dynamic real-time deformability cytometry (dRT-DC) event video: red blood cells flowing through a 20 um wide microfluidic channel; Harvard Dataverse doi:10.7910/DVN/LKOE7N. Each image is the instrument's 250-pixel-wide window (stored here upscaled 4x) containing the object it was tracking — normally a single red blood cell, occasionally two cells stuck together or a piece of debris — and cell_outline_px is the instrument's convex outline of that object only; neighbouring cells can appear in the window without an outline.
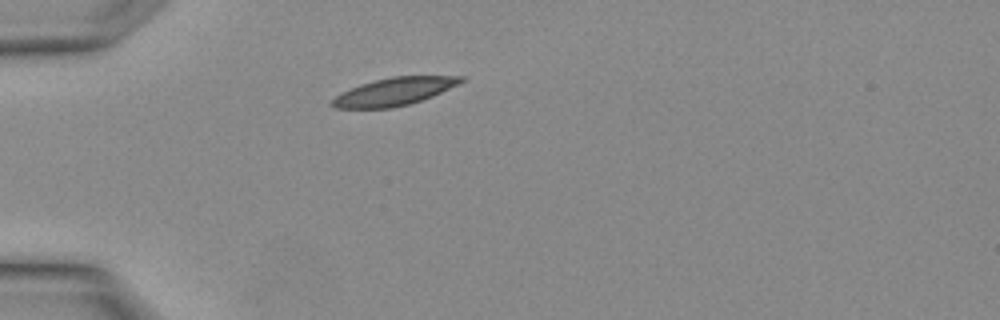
{"species": "Egyptian fruit bat (a non-hibernating species)", "species_latin": "Rousettus aegyptiacus", "temperature_condition": "warm", "stored_images_in_passage": 3, "camera_frame_rate_fps": 3000, "um_per_image_px": 0.085, "animal": {"sex": "female"}, "frame": {"image": 1, "passage_image": 3, "time_ms": 0.667, "image_size_px": [1000, 320], "cell_outline_px": [[464, 80], [432, 96], [408, 104], [392, 108], [336, 108], [328, 104], [336, 96], [360, 84], [392, 76], [464, 76]], "centroid_in_image_um": [33.46, 7.79], "position_along_channel_um": 51.5, "area_um2": 20.35}}